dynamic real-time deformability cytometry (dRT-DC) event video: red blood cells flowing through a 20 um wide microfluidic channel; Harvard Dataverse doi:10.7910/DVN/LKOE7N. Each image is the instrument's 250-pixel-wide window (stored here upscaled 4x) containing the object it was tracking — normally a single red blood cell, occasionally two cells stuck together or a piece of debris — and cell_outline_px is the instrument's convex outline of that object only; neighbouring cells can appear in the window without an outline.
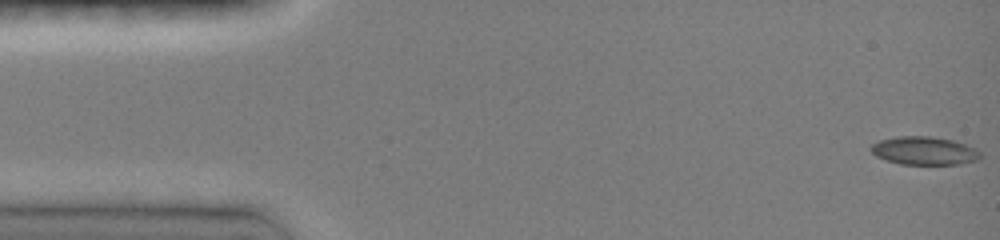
{"species": "common noctule bat (a hibernating species)", "species_latin": "Nyctalus noctula", "temperature_condition": "room temperature", "stored_images_in_passage": 69, "camera_frame_rate_fps": 3000, "um_per_image_px": 0.085, "animal": {"sex": "female", "body_mass_g": 19.0, "forearm_length_mm": 51.5}, "frame": {"image": 1, "passage_image": 1, "time_ms": 0.0, "image_size_px": [1000, 240], "cell_outline_px": [[980, 160], [960, 164], [900, 164], [876, 156], [868, 148], [872, 144], [880, 140], [896, 136], [932, 136], [952, 140], [964, 144], [980, 152]], "centroid_in_image_um": [78.54, 12.81], "position_along_channel_um": 6.5, "area_um2": 17.92}}
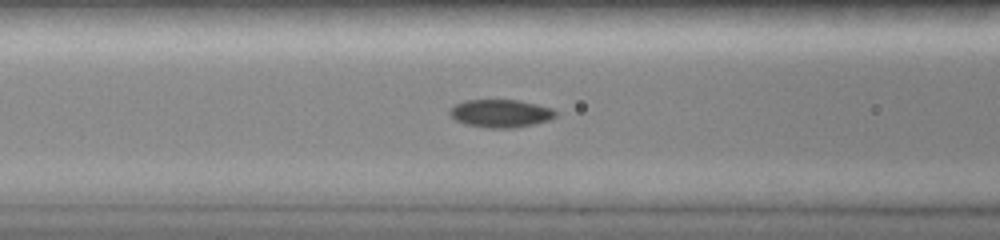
{"frame": {"image": 2, "passage_image": 35, "time_ms": 6.0, "image_size_px": [1000, 240], "cell_outline_px": [[556, 116], [548, 120], [532, 124], [512, 128], [488, 128], [464, 124], [456, 120], [448, 112], [448, 108], [464, 100], [516, 100], [536, 104], [552, 108], [556, 112]], "centroid_in_image_um": [42.51, 9.64], "position_along_channel_um": 124.1, "area_um2": 17.17}}
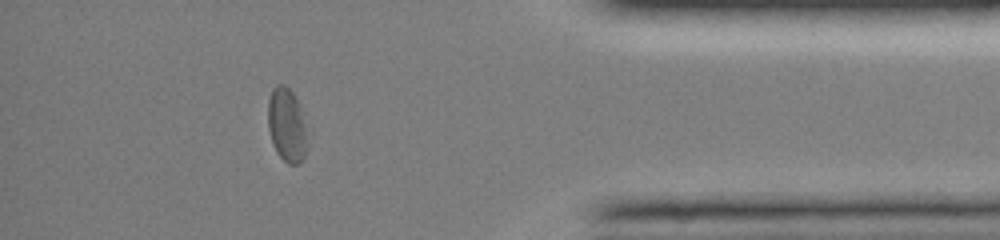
{"frame": {"image": 3, "passage_image": 62, "time_ms": 13.667, "image_size_px": [1000, 240], "cell_outline_px": [[308, 144], [304, 160], [300, 164], [288, 164], [276, 152], [272, 144], [268, 128], [268, 100], [272, 88], [276, 84], [284, 84], [292, 92], [300, 104]], "centroid_in_image_um": [24.37, 10.65], "position_along_channel_um": 410.8, "area_um2": 17.22}, "authors_computed_cell_mechanics": {"area_um2": 17.3978, "velocity_mm_per_s": 4.0284, "shape_relaxation_time_tau1_ms": 3.0337, "shape_relaxation_time_tau2_ms": 11.284, "deformation_change_tau1": 0.1112, "deformation_change_tau2": 0.1221}}